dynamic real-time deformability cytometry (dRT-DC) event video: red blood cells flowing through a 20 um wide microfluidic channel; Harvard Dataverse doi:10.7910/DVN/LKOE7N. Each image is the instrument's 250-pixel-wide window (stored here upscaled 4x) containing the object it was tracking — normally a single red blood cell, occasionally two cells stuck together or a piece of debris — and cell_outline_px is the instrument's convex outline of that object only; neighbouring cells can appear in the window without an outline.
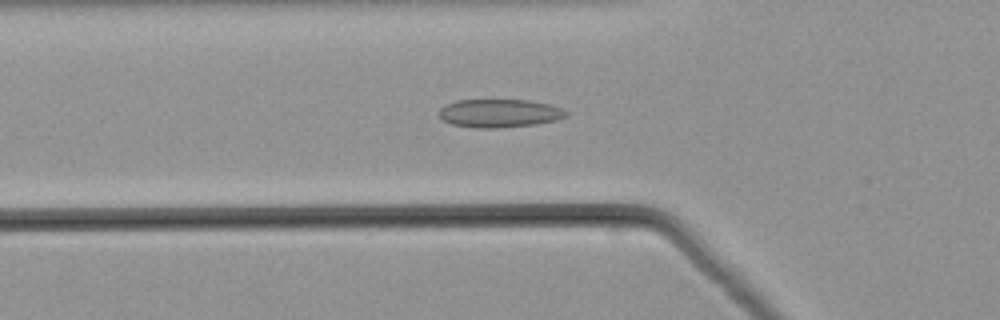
{"species": "common noctule bat (a hibernating species)", "species_latin": "Nyctalus noctula", "temperature_condition": "warm", "stored_images_in_passage": 52, "camera_frame_rate_fps": 3000, "um_per_image_px": 0.085, "animal": {"sex": "male", "body_mass_g": 21.5, "forearm_length_mm": 52.0}, "frame": {"image": 1, "passage_image": 18, "time_ms": 5.667, "image_size_px": [1000, 320], "cell_outline_px": [[568, 116], [556, 120], [536, 124], [496, 128], [472, 128], [452, 124], [440, 120], [440, 108], [444, 104], [456, 100], [528, 100], [548, 104], [560, 108], [568, 112]], "centroid_in_image_um": [42.41, 9.63], "position_along_channel_um": 83.4, "area_um2": 21.04}}
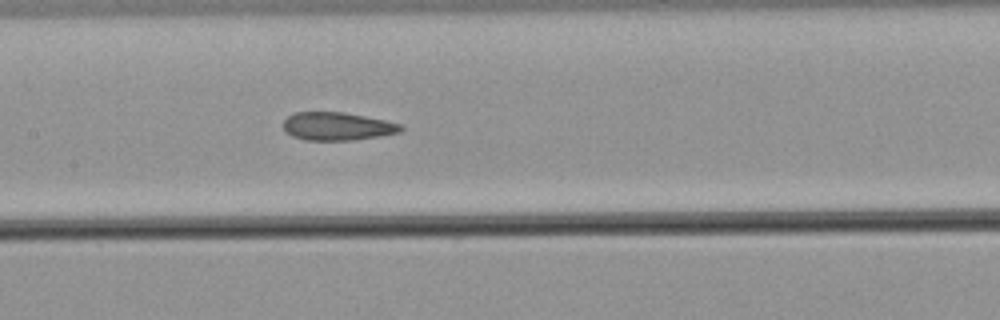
{"frame": {"image": 2, "passage_image": 25, "time_ms": 8.0, "image_size_px": [1000, 320], "cell_outline_px": [[404, 128], [400, 132], [380, 136], [352, 140], [308, 140], [292, 136], [284, 132], [284, 120], [292, 112], [344, 112], [384, 120], [400, 124]], "centroid_in_image_um": [28.64, 10.73], "position_along_channel_um": 178.8, "area_um2": 19.19}}
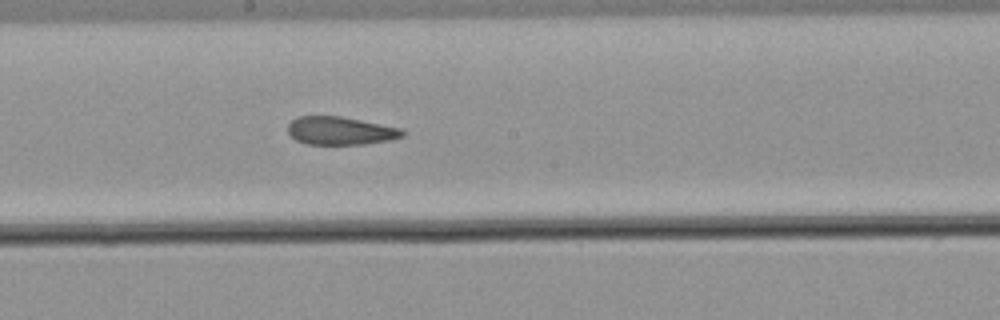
{"frame": {"image": 3, "passage_image": 28, "time_ms": 9.0, "image_size_px": [1000, 320], "cell_outline_px": [[408, 132], [404, 136], [392, 140], [364, 144], [304, 144], [296, 140], [288, 132], [288, 124], [296, 116], [340, 116], [404, 128]], "centroid_in_image_um": [28.99, 11.11], "position_along_channel_um": 219.2, "area_um2": 19.07}}